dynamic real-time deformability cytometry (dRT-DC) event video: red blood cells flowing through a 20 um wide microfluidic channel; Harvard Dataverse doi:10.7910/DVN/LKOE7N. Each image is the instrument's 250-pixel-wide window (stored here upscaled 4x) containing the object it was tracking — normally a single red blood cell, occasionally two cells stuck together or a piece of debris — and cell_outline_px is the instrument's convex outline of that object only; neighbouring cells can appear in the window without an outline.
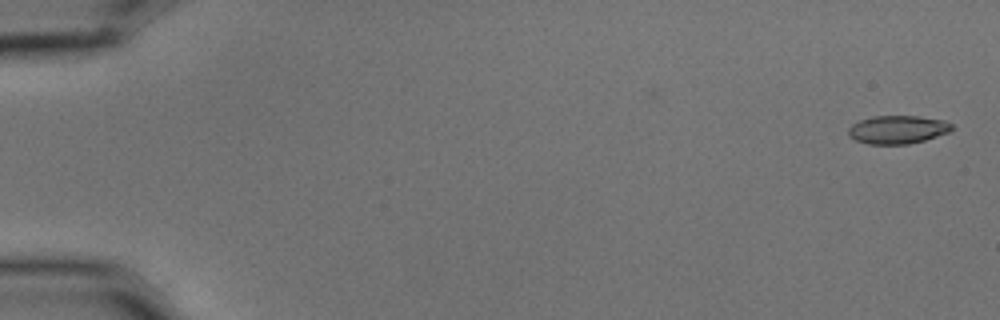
{"species": "common noctule bat (a hibernating species)", "species_latin": "Nyctalus noctula", "temperature_condition": "cold", "stored_images_in_passage": 6, "camera_frame_rate_fps": 3000, "um_per_image_px": 0.085, "animal": {"sex": "male", "body_mass_g": 15.6}, "frame": {"image": 1, "passage_image": 1, "time_ms": 0.0, "image_size_px": [1000, 320], "cell_outline_px": [[956, 128], [948, 132], [924, 140], [908, 144], [868, 144], [856, 140], [848, 136], [848, 128], [852, 124], [860, 120], [872, 116], [920, 116], [944, 120], [952, 124]], "centroid_in_image_um": [76.3, 11.01], "position_along_channel_um": 8.7, "area_um2": 17.11}}
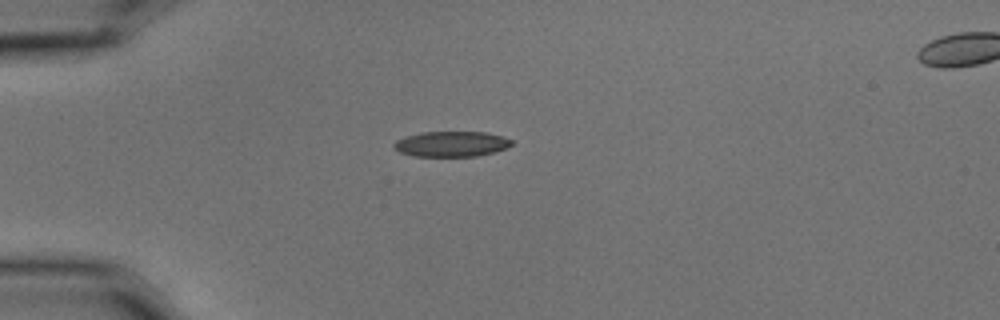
{"frame": {"image": 2, "passage_image": 5, "time_ms": 1.333, "image_size_px": [1000, 320], "cell_outline_px": [[512, 144], [508, 148], [476, 156], [416, 156], [400, 152], [392, 144], [396, 140], [420, 132], [488, 132], [504, 136], [512, 140]], "centroid_in_image_um": [38.41, 12.23], "position_along_channel_um": 46.6, "area_um2": 17.34}}